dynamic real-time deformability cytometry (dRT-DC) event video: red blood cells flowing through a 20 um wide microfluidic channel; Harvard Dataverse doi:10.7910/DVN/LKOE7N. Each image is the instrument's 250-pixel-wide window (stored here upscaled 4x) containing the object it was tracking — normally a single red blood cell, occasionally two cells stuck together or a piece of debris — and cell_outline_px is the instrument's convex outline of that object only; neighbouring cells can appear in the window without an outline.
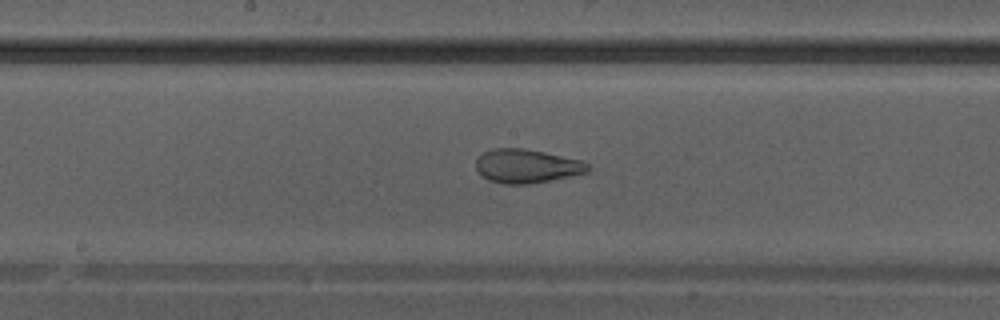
{"species": "Egyptian fruit bat (a non-hibernating species)", "species_latin": "Rousettus aegyptiacus", "temperature_condition": "warm", "stored_images_in_passage": 35, "camera_frame_rate_fps": 3000, "um_per_image_px": 0.085, "animal": {"sex": "male"}, "frame": {"image": 1, "passage_image": 16, "time_ms": 5.0, "image_size_px": [1000, 320], "cell_outline_px": [[588, 172], [528, 184], [504, 184], [488, 180], [476, 168], [476, 160], [484, 152], [492, 148], [524, 148], [584, 160], [588, 164]], "centroid_in_image_um": [44.77, 14.1], "position_along_channel_um": 203.4, "area_um2": 21.85}}
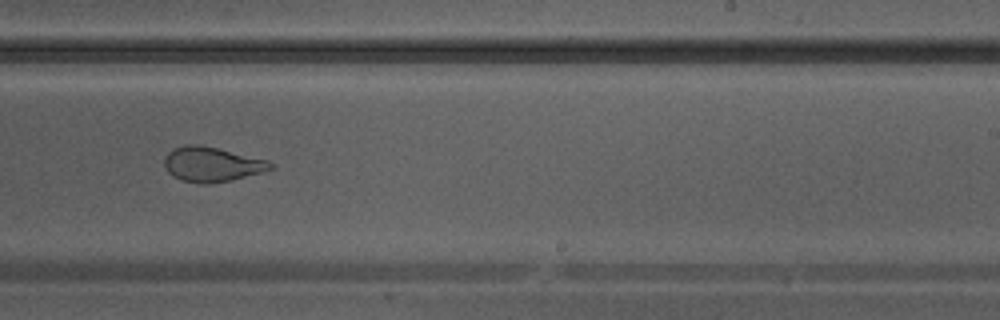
{"frame": {"image": 2, "passage_image": 20, "time_ms": 6.333, "image_size_px": [1000, 320], "cell_outline_px": [[272, 168], [260, 172], [232, 180], [204, 184], [200, 184], [180, 180], [172, 176], [168, 172], [164, 164], [164, 156], [172, 148], [188, 144], [200, 144], [268, 160], [272, 164]], "centroid_in_image_um": [17.94, 13.96], "position_along_channel_um": 271.1, "area_um2": 21.44}}